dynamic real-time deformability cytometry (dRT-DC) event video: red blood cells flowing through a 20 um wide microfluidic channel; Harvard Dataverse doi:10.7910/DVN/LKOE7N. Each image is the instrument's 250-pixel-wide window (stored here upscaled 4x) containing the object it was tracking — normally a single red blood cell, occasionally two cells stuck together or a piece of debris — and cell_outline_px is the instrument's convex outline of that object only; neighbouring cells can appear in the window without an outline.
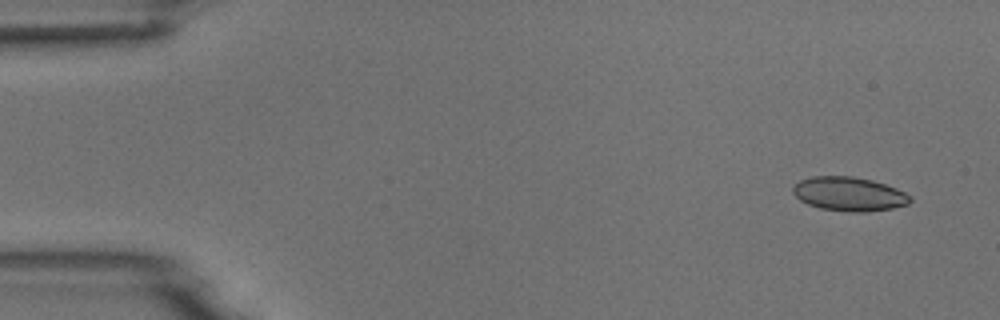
{"species": "common noctule bat (a hibernating species)", "species_latin": "Nyctalus noctula", "temperature_condition": "room temperature", "stored_images_in_passage": 6, "camera_frame_rate_fps": 3000, "um_per_image_px": 0.085, "animal": {"sex": "male", "body_mass_g": 18.8}, "frame": {"image": 1, "passage_image": 1, "time_ms": 0.0, "image_size_px": [1000, 320], "cell_outline_px": [[912, 200], [908, 204], [892, 208], [868, 212], [848, 212], [820, 208], [808, 204], [800, 200], [792, 192], [792, 188], [800, 180], [812, 176], [852, 176], [872, 180], [896, 188], [912, 196]], "centroid_in_image_um": [72.18, 16.49], "position_along_channel_um": 12.8, "area_um2": 23.29}}
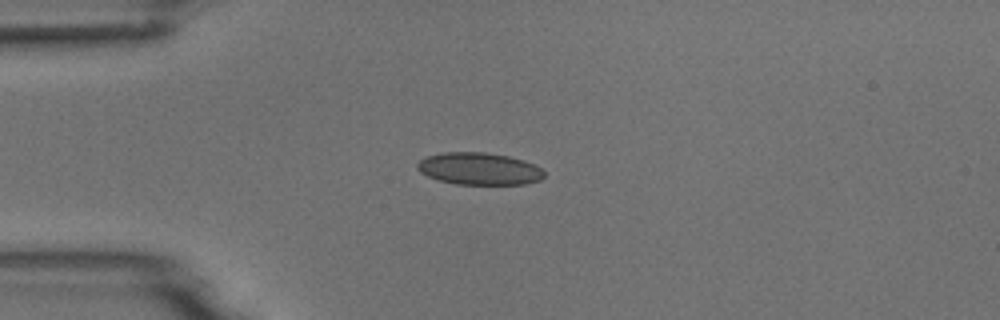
{"frame": {"image": 2, "passage_image": 4, "time_ms": 3.333, "image_size_px": [1000, 320], "cell_outline_px": [[544, 176], [540, 180], [524, 184], [456, 184], [436, 180], [420, 172], [416, 168], [416, 164], [420, 160], [428, 156], [444, 152], [484, 152], [508, 156], [524, 160], [540, 168], [544, 172]], "centroid_in_image_um": [40.7, 14.34], "position_along_channel_um": 44.3, "area_um2": 23.76}}
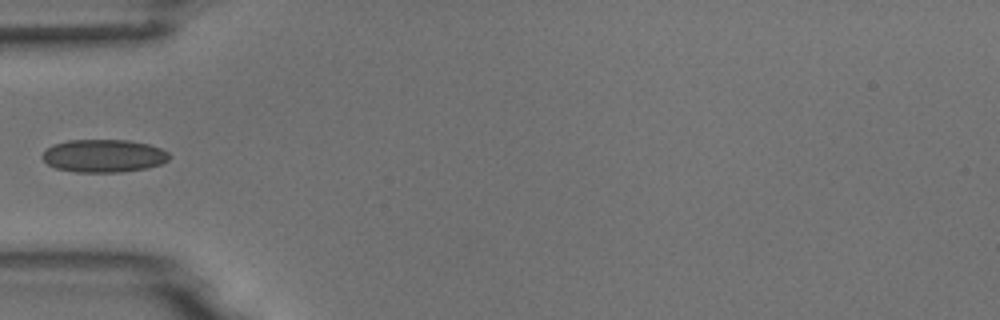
{"frame": {"image": 3, "passage_image": 5, "time_ms": 4.667, "image_size_px": [1000, 320], "cell_outline_px": [[172, 156], [168, 160], [160, 164], [148, 168], [120, 172], [76, 172], [56, 168], [48, 164], [40, 156], [52, 144], [68, 140], [128, 140], [148, 144], [160, 148], [168, 152]], "centroid_in_image_um": [8.82, 13.24], "position_along_channel_um": 76.2, "area_um2": 24.39}}